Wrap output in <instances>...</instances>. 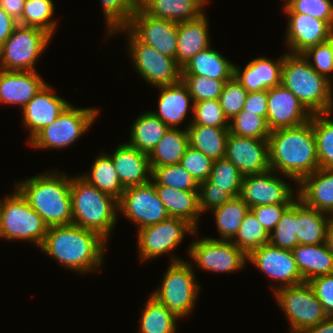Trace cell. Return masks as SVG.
Returning a JSON list of instances; mask_svg holds the SVG:
<instances>
[{
  "label": "cell",
  "instance_id": "cell-29",
  "mask_svg": "<svg viewBox=\"0 0 333 333\" xmlns=\"http://www.w3.org/2000/svg\"><path fill=\"white\" fill-rule=\"evenodd\" d=\"M291 252L304 282L333 274V254L326 243L319 245L297 244Z\"/></svg>",
  "mask_w": 333,
  "mask_h": 333
},
{
  "label": "cell",
  "instance_id": "cell-20",
  "mask_svg": "<svg viewBox=\"0 0 333 333\" xmlns=\"http://www.w3.org/2000/svg\"><path fill=\"white\" fill-rule=\"evenodd\" d=\"M286 44L291 54H302L308 48L327 42L333 28L323 20L300 13H286Z\"/></svg>",
  "mask_w": 333,
  "mask_h": 333
},
{
  "label": "cell",
  "instance_id": "cell-51",
  "mask_svg": "<svg viewBox=\"0 0 333 333\" xmlns=\"http://www.w3.org/2000/svg\"><path fill=\"white\" fill-rule=\"evenodd\" d=\"M213 162L211 158L189 145L180 164L200 184L209 179Z\"/></svg>",
  "mask_w": 333,
  "mask_h": 333
},
{
  "label": "cell",
  "instance_id": "cell-47",
  "mask_svg": "<svg viewBox=\"0 0 333 333\" xmlns=\"http://www.w3.org/2000/svg\"><path fill=\"white\" fill-rule=\"evenodd\" d=\"M194 118L189 125H202L211 127H229L219 99H208L194 102L191 106Z\"/></svg>",
  "mask_w": 333,
  "mask_h": 333
},
{
  "label": "cell",
  "instance_id": "cell-45",
  "mask_svg": "<svg viewBox=\"0 0 333 333\" xmlns=\"http://www.w3.org/2000/svg\"><path fill=\"white\" fill-rule=\"evenodd\" d=\"M269 243L275 247L287 250H293L298 244L296 200L284 211L276 227L269 234Z\"/></svg>",
  "mask_w": 333,
  "mask_h": 333
},
{
  "label": "cell",
  "instance_id": "cell-60",
  "mask_svg": "<svg viewBox=\"0 0 333 333\" xmlns=\"http://www.w3.org/2000/svg\"><path fill=\"white\" fill-rule=\"evenodd\" d=\"M326 244L330 252L333 254V217L331 218L327 227Z\"/></svg>",
  "mask_w": 333,
  "mask_h": 333
},
{
  "label": "cell",
  "instance_id": "cell-46",
  "mask_svg": "<svg viewBox=\"0 0 333 333\" xmlns=\"http://www.w3.org/2000/svg\"><path fill=\"white\" fill-rule=\"evenodd\" d=\"M243 175L226 158H220L213 162L209 179L215 187L225 188L233 197L240 195Z\"/></svg>",
  "mask_w": 333,
  "mask_h": 333
},
{
  "label": "cell",
  "instance_id": "cell-56",
  "mask_svg": "<svg viewBox=\"0 0 333 333\" xmlns=\"http://www.w3.org/2000/svg\"><path fill=\"white\" fill-rule=\"evenodd\" d=\"M244 110L255 113L266 119L267 117V90L247 93Z\"/></svg>",
  "mask_w": 333,
  "mask_h": 333
},
{
  "label": "cell",
  "instance_id": "cell-27",
  "mask_svg": "<svg viewBox=\"0 0 333 333\" xmlns=\"http://www.w3.org/2000/svg\"><path fill=\"white\" fill-rule=\"evenodd\" d=\"M157 88L161 91L158 99V111L152 113L169 128H178V125L187 116L190 101L193 103L186 84L180 79L176 83Z\"/></svg>",
  "mask_w": 333,
  "mask_h": 333
},
{
  "label": "cell",
  "instance_id": "cell-16",
  "mask_svg": "<svg viewBox=\"0 0 333 333\" xmlns=\"http://www.w3.org/2000/svg\"><path fill=\"white\" fill-rule=\"evenodd\" d=\"M274 170L243 177L240 197L249 208L262 205L292 204L297 197L290 184L275 176ZM295 197V198H294Z\"/></svg>",
  "mask_w": 333,
  "mask_h": 333
},
{
  "label": "cell",
  "instance_id": "cell-1",
  "mask_svg": "<svg viewBox=\"0 0 333 333\" xmlns=\"http://www.w3.org/2000/svg\"><path fill=\"white\" fill-rule=\"evenodd\" d=\"M107 240L99 233L75 224L50 226L40 251L81 274L102 265Z\"/></svg>",
  "mask_w": 333,
  "mask_h": 333
},
{
  "label": "cell",
  "instance_id": "cell-26",
  "mask_svg": "<svg viewBox=\"0 0 333 333\" xmlns=\"http://www.w3.org/2000/svg\"><path fill=\"white\" fill-rule=\"evenodd\" d=\"M208 23L205 13L197 19L177 23L175 61L181 68L188 60L210 46Z\"/></svg>",
  "mask_w": 333,
  "mask_h": 333
},
{
  "label": "cell",
  "instance_id": "cell-8",
  "mask_svg": "<svg viewBox=\"0 0 333 333\" xmlns=\"http://www.w3.org/2000/svg\"><path fill=\"white\" fill-rule=\"evenodd\" d=\"M51 37L43 29L18 25L0 47V69L35 71L34 64L49 45Z\"/></svg>",
  "mask_w": 333,
  "mask_h": 333
},
{
  "label": "cell",
  "instance_id": "cell-58",
  "mask_svg": "<svg viewBox=\"0 0 333 333\" xmlns=\"http://www.w3.org/2000/svg\"><path fill=\"white\" fill-rule=\"evenodd\" d=\"M26 0H0V7L17 22L22 18Z\"/></svg>",
  "mask_w": 333,
  "mask_h": 333
},
{
  "label": "cell",
  "instance_id": "cell-23",
  "mask_svg": "<svg viewBox=\"0 0 333 333\" xmlns=\"http://www.w3.org/2000/svg\"><path fill=\"white\" fill-rule=\"evenodd\" d=\"M47 84L37 71L0 69V102L21 109Z\"/></svg>",
  "mask_w": 333,
  "mask_h": 333
},
{
  "label": "cell",
  "instance_id": "cell-44",
  "mask_svg": "<svg viewBox=\"0 0 333 333\" xmlns=\"http://www.w3.org/2000/svg\"><path fill=\"white\" fill-rule=\"evenodd\" d=\"M231 120L229 122L230 133L240 137L268 139L271 133L264 117L244 109Z\"/></svg>",
  "mask_w": 333,
  "mask_h": 333
},
{
  "label": "cell",
  "instance_id": "cell-53",
  "mask_svg": "<svg viewBox=\"0 0 333 333\" xmlns=\"http://www.w3.org/2000/svg\"><path fill=\"white\" fill-rule=\"evenodd\" d=\"M198 198L201 213H205L207 210L223 205L233 196L225 188L215 187V184L208 179L199 184Z\"/></svg>",
  "mask_w": 333,
  "mask_h": 333
},
{
  "label": "cell",
  "instance_id": "cell-17",
  "mask_svg": "<svg viewBox=\"0 0 333 333\" xmlns=\"http://www.w3.org/2000/svg\"><path fill=\"white\" fill-rule=\"evenodd\" d=\"M247 261L254 264L272 280L280 282L278 288L298 285L304 282L291 250L264 244L247 256Z\"/></svg>",
  "mask_w": 333,
  "mask_h": 333
},
{
  "label": "cell",
  "instance_id": "cell-39",
  "mask_svg": "<svg viewBox=\"0 0 333 333\" xmlns=\"http://www.w3.org/2000/svg\"><path fill=\"white\" fill-rule=\"evenodd\" d=\"M332 112L312 115L319 168L333 169V120Z\"/></svg>",
  "mask_w": 333,
  "mask_h": 333
},
{
  "label": "cell",
  "instance_id": "cell-32",
  "mask_svg": "<svg viewBox=\"0 0 333 333\" xmlns=\"http://www.w3.org/2000/svg\"><path fill=\"white\" fill-rule=\"evenodd\" d=\"M234 64L209 46L186 62L181 75H200L217 80H230Z\"/></svg>",
  "mask_w": 333,
  "mask_h": 333
},
{
  "label": "cell",
  "instance_id": "cell-55",
  "mask_svg": "<svg viewBox=\"0 0 333 333\" xmlns=\"http://www.w3.org/2000/svg\"><path fill=\"white\" fill-rule=\"evenodd\" d=\"M291 204H273L254 206L250 210L254 213L257 220L262 224L264 229L270 234L281 219L284 211Z\"/></svg>",
  "mask_w": 333,
  "mask_h": 333
},
{
  "label": "cell",
  "instance_id": "cell-38",
  "mask_svg": "<svg viewBox=\"0 0 333 333\" xmlns=\"http://www.w3.org/2000/svg\"><path fill=\"white\" fill-rule=\"evenodd\" d=\"M140 319V333H175L176 321L167 307L149 296Z\"/></svg>",
  "mask_w": 333,
  "mask_h": 333
},
{
  "label": "cell",
  "instance_id": "cell-15",
  "mask_svg": "<svg viewBox=\"0 0 333 333\" xmlns=\"http://www.w3.org/2000/svg\"><path fill=\"white\" fill-rule=\"evenodd\" d=\"M126 28L142 43L158 52L176 57L177 23L153 17L139 7L132 15Z\"/></svg>",
  "mask_w": 333,
  "mask_h": 333
},
{
  "label": "cell",
  "instance_id": "cell-3",
  "mask_svg": "<svg viewBox=\"0 0 333 333\" xmlns=\"http://www.w3.org/2000/svg\"><path fill=\"white\" fill-rule=\"evenodd\" d=\"M15 184L49 227L72 224L71 177L48 171Z\"/></svg>",
  "mask_w": 333,
  "mask_h": 333
},
{
  "label": "cell",
  "instance_id": "cell-57",
  "mask_svg": "<svg viewBox=\"0 0 333 333\" xmlns=\"http://www.w3.org/2000/svg\"><path fill=\"white\" fill-rule=\"evenodd\" d=\"M18 22L0 7V47L10 37Z\"/></svg>",
  "mask_w": 333,
  "mask_h": 333
},
{
  "label": "cell",
  "instance_id": "cell-7",
  "mask_svg": "<svg viewBox=\"0 0 333 333\" xmlns=\"http://www.w3.org/2000/svg\"><path fill=\"white\" fill-rule=\"evenodd\" d=\"M48 228L49 226L43 218L28 204L17 189L1 200V238L27 240L40 248Z\"/></svg>",
  "mask_w": 333,
  "mask_h": 333
},
{
  "label": "cell",
  "instance_id": "cell-18",
  "mask_svg": "<svg viewBox=\"0 0 333 333\" xmlns=\"http://www.w3.org/2000/svg\"><path fill=\"white\" fill-rule=\"evenodd\" d=\"M225 157L243 176L270 170L268 139L240 137L229 133Z\"/></svg>",
  "mask_w": 333,
  "mask_h": 333
},
{
  "label": "cell",
  "instance_id": "cell-48",
  "mask_svg": "<svg viewBox=\"0 0 333 333\" xmlns=\"http://www.w3.org/2000/svg\"><path fill=\"white\" fill-rule=\"evenodd\" d=\"M186 84L193 103L208 99H219L224 84L228 80H217L200 75H181Z\"/></svg>",
  "mask_w": 333,
  "mask_h": 333
},
{
  "label": "cell",
  "instance_id": "cell-61",
  "mask_svg": "<svg viewBox=\"0 0 333 333\" xmlns=\"http://www.w3.org/2000/svg\"><path fill=\"white\" fill-rule=\"evenodd\" d=\"M328 42L331 44V47H332V50H333V31H332V33H331V35L329 37Z\"/></svg>",
  "mask_w": 333,
  "mask_h": 333
},
{
  "label": "cell",
  "instance_id": "cell-12",
  "mask_svg": "<svg viewBox=\"0 0 333 333\" xmlns=\"http://www.w3.org/2000/svg\"><path fill=\"white\" fill-rule=\"evenodd\" d=\"M119 211L128 220L135 222L138 225V230L170 217L151 181L144 185L125 188L118 200V213Z\"/></svg>",
  "mask_w": 333,
  "mask_h": 333
},
{
  "label": "cell",
  "instance_id": "cell-36",
  "mask_svg": "<svg viewBox=\"0 0 333 333\" xmlns=\"http://www.w3.org/2000/svg\"><path fill=\"white\" fill-rule=\"evenodd\" d=\"M249 210L250 208L240 196L233 197L223 205L212 209L219 236H221L219 240H232Z\"/></svg>",
  "mask_w": 333,
  "mask_h": 333
},
{
  "label": "cell",
  "instance_id": "cell-37",
  "mask_svg": "<svg viewBox=\"0 0 333 333\" xmlns=\"http://www.w3.org/2000/svg\"><path fill=\"white\" fill-rule=\"evenodd\" d=\"M89 184L119 200L125 190L119 181L112 159L102 154L95 159L90 174L81 176Z\"/></svg>",
  "mask_w": 333,
  "mask_h": 333
},
{
  "label": "cell",
  "instance_id": "cell-11",
  "mask_svg": "<svg viewBox=\"0 0 333 333\" xmlns=\"http://www.w3.org/2000/svg\"><path fill=\"white\" fill-rule=\"evenodd\" d=\"M121 31L128 32V50L133 59L134 68L148 84L160 87L176 83L181 79V67L174 58L140 42L126 27L114 33Z\"/></svg>",
  "mask_w": 333,
  "mask_h": 333
},
{
  "label": "cell",
  "instance_id": "cell-35",
  "mask_svg": "<svg viewBox=\"0 0 333 333\" xmlns=\"http://www.w3.org/2000/svg\"><path fill=\"white\" fill-rule=\"evenodd\" d=\"M168 129L152 111L144 112L133 122L128 144L149 155Z\"/></svg>",
  "mask_w": 333,
  "mask_h": 333
},
{
  "label": "cell",
  "instance_id": "cell-19",
  "mask_svg": "<svg viewBox=\"0 0 333 333\" xmlns=\"http://www.w3.org/2000/svg\"><path fill=\"white\" fill-rule=\"evenodd\" d=\"M310 118L308 110L284 85L267 90L266 122L270 131L297 127L308 122Z\"/></svg>",
  "mask_w": 333,
  "mask_h": 333
},
{
  "label": "cell",
  "instance_id": "cell-33",
  "mask_svg": "<svg viewBox=\"0 0 333 333\" xmlns=\"http://www.w3.org/2000/svg\"><path fill=\"white\" fill-rule=\"evenodd\" d=\"M189 145L187 128L184 130L169 128L148 155L150 167L180 163Z\"/></svg>",
  "mask_w": 333,
  "mask_h": 333
},
{
  "label": "cell",
  "instance_id": "cell-49",
  "mask_svg": "<svg viewBox=\"0 0 333 333\" xmlns=\"http://www.w3.org/2000/svg\"><path fill=\"white\" fill-rule=\"evenodd\" d=\"M286 13L306 14L316 19L326 21L333 28L332 0H285Z\"/></svg>",
  "mask_w": 333,
  "mask_h": 333
},
{
  "label": "cell",
  "instance_id": "cell-14",
  "mask_svg": "<svg viewBox=\"0 0 333 333\" xmlns=\"http://www.w3.org/2000/svg\"><path fill=\"white\" fill-rule=\"evenodd\" d=\"M188 252L198 267L211 272L231 273L242 269L247 261V256L231 240L203 238L193 241Z\"/></svg>",
  "mask_w": 333,
  "mask_h": 333
},
{
  "label": "cell",
  "instance_id": "cell-41",
  "mask_svg": "<svg viewBox=\"0 0 333 333\" xmlns=\"http://www.w3.org/2000/svg\"><path fill=\"white\" fill-rule=\"evenodd\" d=\"M54 8L52 0H26L18 25L37 27L53 36L57 25V21L51 19Z\"/></svg>",
  "mask_w": 333,
  "mask_h": 333
},
{
  "label": "cell",
  "instance_id": "cell-42",
  "mask_svg": "<svg viewBox=\"0 0 333 333\" xmlns=\"http://www.w3.org/2000/svg\"><path fill=\"white\" fill-rule=\"evenodd\" d=\"M151 170V181L153 184L180 190H198L199 184L180 163L151 167Z\"/></svg>",
  "mask_w": 333,
  "mask_h": 333
},
{
  "label": "cell",
  "instance_id": "cell-54",
  "mask_svg": "<svg viewBox=\"0 0 333 333\" xmlns=\"http://www.w3.org/2000/svg\"><path fill=\"white\" fill-rule=\"evenodd\" d=\"M327 316H333V274L311 279L309 282Z\"/></svg>",
  "mask_w": 333,
  "mask_h": 333
},
{
  "label": "cell",
  "instance_id": "cell-2",
  "mask_svg": "<svg viewBox=\"0 0 333 333\" xmlns=\"http://www.w3.org/2000/svg\"><path fill=\"white\" fill-rule=\"evenodd\" d=\"M270 169L297 184L319 168L312 115L308 122L291 128L271 131L269 138Z\"/></svg>",
  "mask_w": 333,
  "mask_h": 333
},
{
  "label": "cell",
  "instance_id": "cell-34",
  "mask_svg": "<svg viewBox=\"0 0 333 333\" xmlns=\"http://www.w3.org/2000/svg\"><path fill=\"white\" fill-rule=\"evenodd\" d=\"M189 144L213 161L225 157L229 127L188 125Z\"/></svg>",
  "mask_w": 333,
  "mask_h": 333
},
{
  "label": "cell",
  "instance_id": "cell-59",
  "mask_svg": "<svg viewBox=\"0 0 333 333\" xmlns=\"http://www.w3.org/2000/svg\"><path fill=\"white\" fill-rule=\"evenodd\" d=\"M303 333H333V316H328L318 325L306 329Z\"/></svg>",
  "mask_w": 333,
  "mask_h": 333
},
{
  "label": "cell",
  "instance_id": "cell-4",
  "mask_svg": "<svg viewBox=\"0 0 333 333\" xmlns=\"http://www.w3.org/2000/svg\"><path fill=\"white\" fill-rule=\"evenodd\" d=\"M281 84L313 114L333 112L332 83L318 74L302 54H284Z\"/></svg>",
  "mask_w": 333,
  "mask_h": 333
},
{
  "label": "cell",
  "instance_id": "cell-50",
  "mask_svg": "<svg viewBox=\"0 0 333 333\" xmlns=\"http://www.w3.org/2000/svg\"><path fill=\"white\" fill-rule=\"evenodd\" d=\"M247 93L234 76L225 82L219 101L229 122L243 109Z\"/></svg>",
  "mask_w": 333,
  "mask_h": 333
},
{
  "label": "cell",
  "instance_id": "cell-24",
  "mask_svg": "<svg viewBox=\"0 0 333 333\" xmlns=\"http://www.w3.org/2000/svg\"><path fill=\"white\" fill-rule=\"evenodd\" d=\"M297 198L307 207L333 217V169L318 168L298 183Z\"/></svg>",
  "mask_w": 333,
  "mask_h": 333
},
{
  "label": "cell",
  "instance_id": "cell-5",
  "mask_svg": "<svg viewBox=\"0 0 333 333\" xmlns=\"http://www.w3.org/2000/svg\"><path fill=\"white\" fill-rule=\"evenodd\" d=\"M70 196L72 223L93 230L108 241L117 220L118 200L80 175L71 178Z\"/></svg>",
  "mask_w": 333,
  "mask_h": 333
},
{
  "label": "cell",
  "instance_id": "cell-6",
  "mask_svg": "<svg viewBox=\"0 0 333 333\" xmlns=\"http://www.w3.org/2000/svg\"><path fill=\"white\" fill-rule=\"evenodd\" d=\"M171 257L170 266L163 275L162 285L151 295L179 319L190 315L194 309L200 285L195 280L192 264L174 255Z\"/></svg>",
  "mask_w": 333,
  "mask_h": 333
},
{
  "label": "cell",
  "instance_id": "cell-40",
  "mask_svg": "<svg viewBox=\"0 0 333 333\" xmlns=\"http://www.w3.org/2000/svg\"><path fill=\"white\" fill-rule=\"evenodd\" d=\"M231 241L248 256L252 251L269 243V234L249 210Z\"/></svg>",
  "mask_w": 333,
  "mask_h": 333
},
{
  "label": "cell",
  "instance_id": "cell-13",
  "mask_svg": "<svg viewBox=\"0 0 333 333\" xmlns=\"http://www.w3.org/2000/svg\"><path fill=\"white\" fill-rule=\"evenodd\" d=\"M187 221L169 217L157 224L138 230V251L140 259L150 260L173 251L181 243L185 233L198 234Z\"/></svg>",
  "mask_w": 333,
  "mask_h": 333
},
{
  "label": "cell",
  "instance_id": "cell-28",
  "mask_svg": "<svg viewBox=\"0 0 333 333\" xmlns=\"http://www.w3.org/2000/svg\"><path fill=\"white\" fill-rule=\"evenodd\" d=\"M154 185L168 215L187 221L197 230V222L201 214L198 190H180L159 184Z\"/></svg>",
  "mask_w": 333,
  "mask_h": 333
},
{
  "label": "cell",
  "instance_id": "cell-22",
  "mask_svg": "<svg viewBox=\"0 0 333 333\" xmlns=\"http://www.w3.org/2000/svg\"><path fill=\"white\" fill-rule=\"evenodd\" d=\"M114 153H106L113 162L114 168L124 188L144 185L151 181L152 170L148 154L140 152L128 143L119 145Z\"/></svg>",
  "mask_w": 333,
  "mask_h": 333
},
{
  "label": "cell",
  "instance_id": "cell-25",
  "mask_svg": "<svg viewBox=\"0 0 333 333\" xmlns=\"http://www.w3.org/2000/svg\"><path fill=\"white\" fill-rule=\"evenodd\" d=\"M283 62L284 54L275 61L265 57L255 58L241 70L234 65L233 76L248 93L268 90L281 84Z\"/></svg>",
  "mask_w": 333,
  "mask_h": 333
},
{
  "label": "cell",
  "instance_id": "cell-9",
  "mask_svg": "<svg viewBox=\"0 0 333 333\" xmlns=\"http://www.w3.org/2000/svg\"><path fill=\"white\" fill-rule=\"evenodd\" d=\"M98 113V109L94 107L81 109L69 104L57 119L41 129L29 144L36 149L67 148L90 128Z\"/></svg>",
  "mask_w": 333,
  "mask_h": 333
},
{
  "label": "cell",
  "instance_id": "cell-31",
  "mask_svg": "<svg viewBox=\"0 0 333 333\" xmlns=\"http://www.w3.org/2000/svg\"><path fill=\"white\" fill-rule=\"evenodd\" d=\"M331 218L332 216L325 212L305 206L297 198L296 234L298 244L319 245L326 243V232Z\"/></svg>",
  "mask_w": 333,
  "mask_h": 333
},
{
  "label": "cell",
  "instance_id": "cell-30",
  "mask_svg": "<svg viewBox=\"0 0 333 333\" xmlns=\"http://www.w3.org/2000/svg\"><path fill=\"white\" fill-rule=\"evenodd\" d=\"M208 0H140V7L149 15L175 23L194 20L204 13Z\"/></svg>",
  "mask_w": 333,
  "mask_h": 333
},
{
  "label": "cell",
  "instance_id": "cell-52",
  "mask_svg": "<svg viewBox=\"0 0 333 333\" xmlns=\"http://www.w3.org/2000/svg\"><path fill=\"white\" fill-rule=\"evenodd\" d=\"M302 56L318 74L332 83L329 73L333 72V50L328 41L308 48Z\"/></svg>",
  "mask_w": 333,
  "mask_h": 333
},
{
  "label": "cell",
  "instance_id": "cell-43",
  "mask_svg": "<svg viewBox=\"0 0 333 333\" xmlns=\"http://www.w3.org/2000/svg\"><path fill=\"white\" fill-rule=\"evenodd\" d=\"M108 36L120 28L126 27L132 15L140 7V0H101Z\"/></svg>",
  "mask_w": 333,
  "mask_h": 333
},
{
  "label": "cell",
  "instance_id": "cell-10",
  "mask_svg": "<svg viewBox=\"0 0 333 333\" xmlns=\"http://www.w3.org/2000/svg\"><path fill=\"white\" fill-rule=\"evenodd\" d=\"M271 287L279 307L289 319L291 333H303L328 317L308 282L282 288Z\"/></svg>",
  "mask_w": 333,
  "mask_h": 333
},
{
  "label": "cell",
  "instance_id": "cell-21",
  "mask_svg": "<svg viewBox=\"0 0 333 333\" xmlns=\"http://www.w3.org/2000/svg\"><path fill=\"white\" fill-rule=\"evenodd\" d=\"M53 92V93H52ZM47 83L23 108L24 126L29 129V141L45 126L54 122L70 104L57 96Z\"/></svg>",
  "mask_w": 333,
  "mask_h": 333
}]
</instances>
